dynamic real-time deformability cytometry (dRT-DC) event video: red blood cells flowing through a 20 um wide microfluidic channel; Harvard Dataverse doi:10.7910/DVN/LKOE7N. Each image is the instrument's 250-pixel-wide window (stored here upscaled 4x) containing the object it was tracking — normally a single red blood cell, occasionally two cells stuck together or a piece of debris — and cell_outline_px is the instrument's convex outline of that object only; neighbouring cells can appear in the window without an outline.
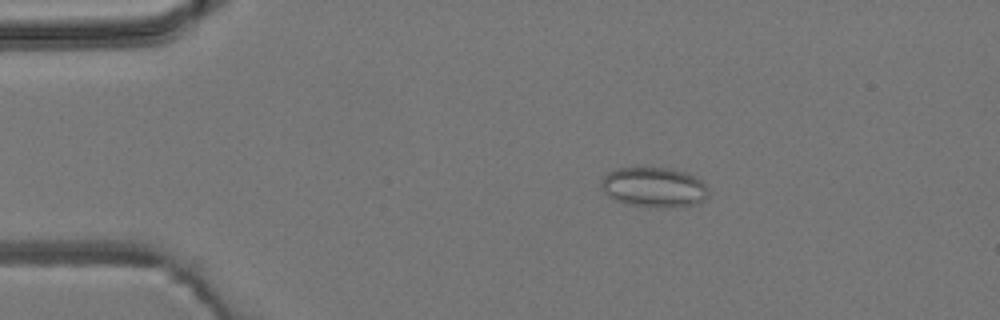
{"species": "common noctule bat (a hibernating species)", "species_latin": "Nyctalus noctula", "temperature_condition": "room temperature", "stored_images_in_passage": 2, "camera_frame_rate_fps": 3000, "um_per_image_px": 0.085, "animal": {"sex": "male", "body_mass_g": 19.2, "forearm_length_mm": 51.8}, "frame": {"image": 1, "passage_image": 1, "time_ms": 0.0, "image_size_px": [1000, 320], "cell_outline_px": [[708, 196], [704, 200], [696, 204], [660, 208], [656, 208], [628, 204], [616, 200], [608, 196], [600, 188], [600, 180], [608, 172], [616, 168], [668, 168], [688, 172], [700, 180], [708, 188]], "centroid_in_image_um": [55.57, 15.92], "position_along_channel_um": 29.4, "area_um2": 25.14}}